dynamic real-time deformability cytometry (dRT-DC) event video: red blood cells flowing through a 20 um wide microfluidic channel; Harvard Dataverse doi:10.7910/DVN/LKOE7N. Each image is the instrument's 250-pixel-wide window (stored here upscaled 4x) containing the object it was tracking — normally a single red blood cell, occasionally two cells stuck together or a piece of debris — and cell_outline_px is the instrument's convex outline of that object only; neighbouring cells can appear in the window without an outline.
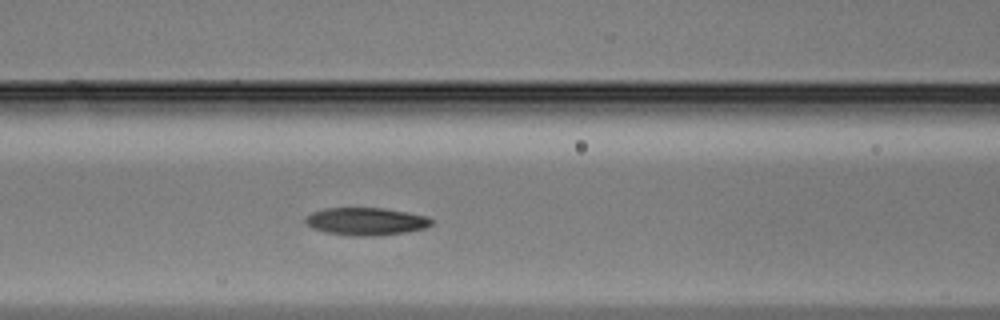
{"species": "Egyptian fruit bat (a non-hibernating species)", "species_latin": "Rousettus aegyptiacus", "temperature_condition": "warm", "stored_images_in_passage": 9, "camera_frame_rate_fps": 3000, "um_per_image_px": 0.085, "animal": {"sex": "male"}, "frame": {"image": 1, "passage_image": 3, "time_ms": 0.667, "image_size_px": [1000, 320], "cell_outline_px": [[436, 220], [432, 224], [424, 228], [408, 232], [376, 236], [348, 236], [324, 232], [312, 228], [304, 224], [304, 216], [312, 212], [324, 208], [384, 208], [428, 216]], "centroid_in_image_um": [31.09, 18.82], "position_along_channel_um": 135.5, "area_um2": 20.75}}
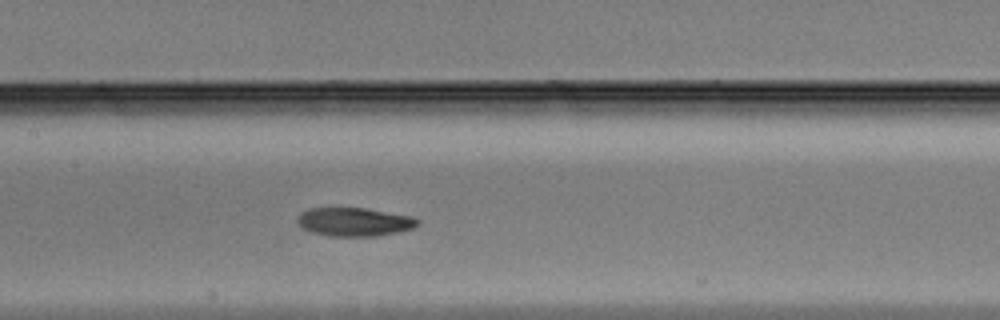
{"frame": {"image": 2, "passage_image": 6, "time_ms": 1.667, "image_size_px": [1000, 320], "cell_outline_px": [[420, 224], [416, 228], [400, 232], [376, 236], [328, 236], [308, 232], [300, 228], [296, 220], [296, 216], [300, 212], [308, 208], [364, 208], [412, 216], [420, 220]], "centroid_in_image_um": [30.09, 18.87], "position_along_channel_um": 177.3, "area_um2": 20.52}}